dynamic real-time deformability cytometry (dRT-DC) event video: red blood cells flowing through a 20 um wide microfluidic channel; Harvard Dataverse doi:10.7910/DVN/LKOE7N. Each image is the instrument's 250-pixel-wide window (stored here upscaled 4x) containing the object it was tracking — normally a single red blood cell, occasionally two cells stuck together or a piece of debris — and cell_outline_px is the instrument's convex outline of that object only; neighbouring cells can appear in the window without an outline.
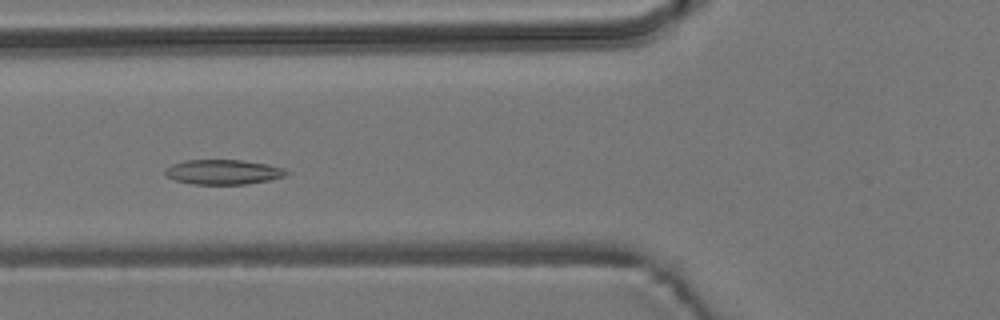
{"species": "common noctule bat (a hibernating species)", "species_latin": "Nyctalus noctula", "temperature_condition": "room temperature", "stored_images_in_passage": 8, "camera_frame_rate_fps": 3000, "um_per_image_px": 0.085, "animal": {"sex": "male", "body_mass_g": 19.2, "forearm_length_mm": 51.8}, "frame": {"image": 1, "passage_image": 5, "time_ms": 4.667, "image_size_px": [1000, 320], "cell_outline_px": [[292, 172], [284, 176], [268, 180], [244, 184], [192, 184], [176, 180], [164, 176], [164, 168], [172, 164], [184, 160], [240, 160], [268, 164], [284, 168]], "centroid_in_image_um": [18.95, 14.61], "position_along_channel_um": 106.9, "area_um2": 17.63}}
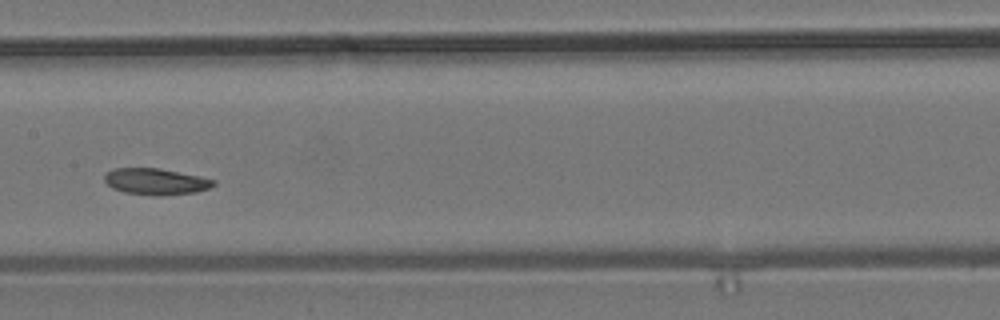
{"frame": {"image": 2, "passage_image": 7, "time_ms": 7.0, "image_size_px": [1000, 320], "cell_outline_px": [[216, 184], [208, 188], [196, 192], [160, 196], [156, 196], [124, 192], [112, 188], [104, 180], [104, 176], [112, 168], [160, 168], [200, 176], [216, 180]], "centroid_in_image_um": [13.25, 15.43], "position_along_channel_um": 194.1, "area_um2": 16.82}}
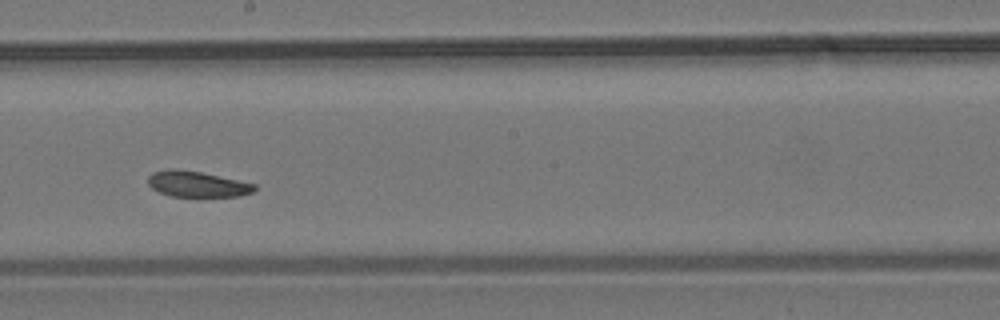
{"frame": {"image": 3, "passage_image": 8, "time_ms": 8.0, "image_size_px": [1000, 320], "cell_outline_px": [[256, 188], [252, 192], [236, 196], [172, 196], [160, 192], [152, 188], [148, 184], [148, 176], [152, 172], [168, 168], [176, 168], [200, 172], [256, 184]], "centroid_in_image_um": [16.71, 15.63], "position_along_channel_um": 231.5, "area_um2": 15.84}}